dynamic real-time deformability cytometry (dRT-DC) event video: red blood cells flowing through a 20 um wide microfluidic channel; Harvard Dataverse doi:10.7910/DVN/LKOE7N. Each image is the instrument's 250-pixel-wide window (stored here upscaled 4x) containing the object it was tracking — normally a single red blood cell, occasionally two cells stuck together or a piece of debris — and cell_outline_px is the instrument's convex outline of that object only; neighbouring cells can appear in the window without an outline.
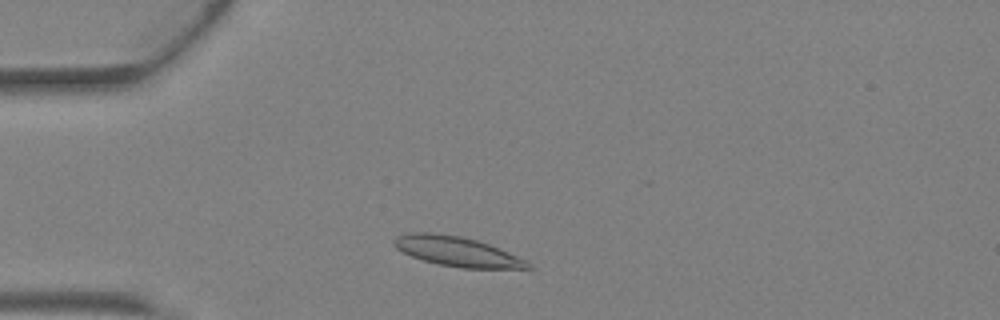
{"species": "Egyptian fruit bat (a non-hibernating species)", "species_latin": "Rousettus aegyptiacus", "temperature_condition": "warm", "stored_images_in_passage": 2, "camera_frame_rate_fps": 3000, "um_per_image_px": 0.085, "animal": {"sex": "female"}, "frame": {"image": 1, "passage_image": 1, "time_ms": 0.0, "image_size_px": [1000, 320], "cell_outline_px": [[532, 268], [460, 268], [440, 264], [424, 260], [412, 256], [396, 248], [392, 244], [392, 240], [396, 236], [408, 232], [428, 232], [460, 236], [476, 240], [500, 248], [532, 264]], "centroid_in_image_um": [38.8, 21.36], "position_along_channel_um": 46.2, "area_um2": 22.95}}